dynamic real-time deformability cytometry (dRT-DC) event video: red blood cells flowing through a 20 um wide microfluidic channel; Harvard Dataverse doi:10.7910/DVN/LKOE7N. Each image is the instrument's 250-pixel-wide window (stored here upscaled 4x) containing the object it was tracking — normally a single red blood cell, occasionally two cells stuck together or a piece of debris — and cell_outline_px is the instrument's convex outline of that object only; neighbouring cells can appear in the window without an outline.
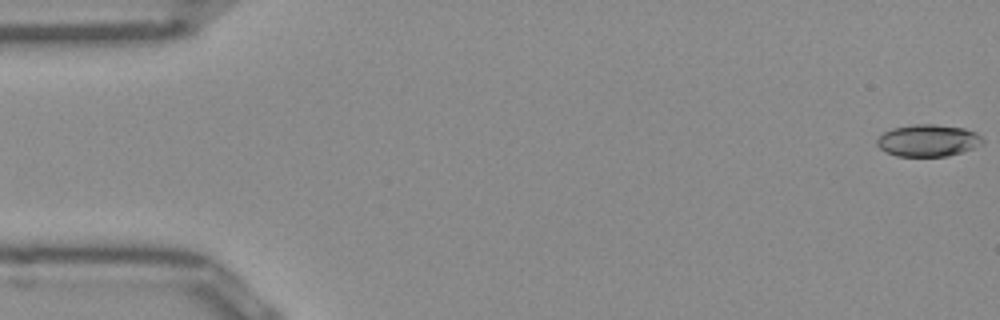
{"species": "Egyptian fruit bat (a non-hibernating species)", "species_latin": "Rousettus aegyptiacus", "temperature_condition": "room temperature", "stored_images_in_passage": 51, "camera_frame_rate_fps": 3000, "um_per_image_px": 0.085, "frame": {"image": 1, "passage_image": 1, "time_ms": 0.0, "image_size_px": [1000, 320], "cell_outline_px": [[984, 144], [948, 156], [896, 156], [884, 152], [876, 144], [876, 140], [884, 132], [892, 128], [912, 124], [932, 124], [964, 128], [976, 132], [984, 140]], "centroid_in_image_um": [78.87, 11.94], "position_along_channel_um": 6.1, "area_um2": 19.77}}
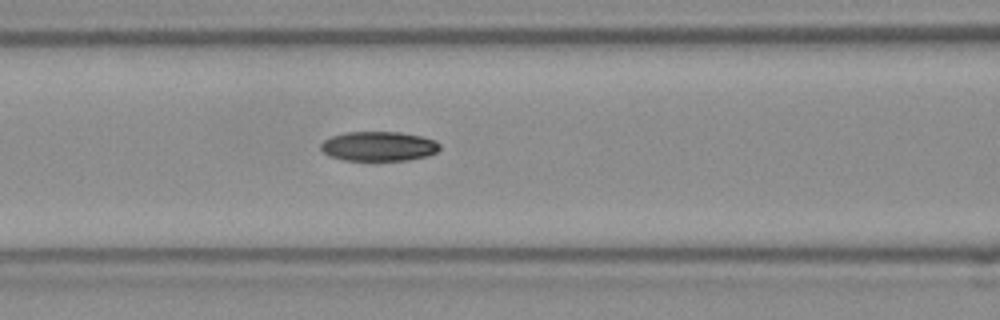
{"frame": {"image": 2, "passage_image": 21, "time_ms": 6.667, "image_size_px": [1000, 320], "cell_outline_px": [[440, 148], [436, 152], [428, 156], [408, 160], [344, 160], [328, 156], [320, 148], [320, 144], [324, 140], [332, 136], [344, 132], [400, 132], [420, 136], [436, 140], [440, 144]], "centroid_in_image_um": [32.19, 12.43], "position_along_channel_um": 134.4, "area_um2": 20.58}}
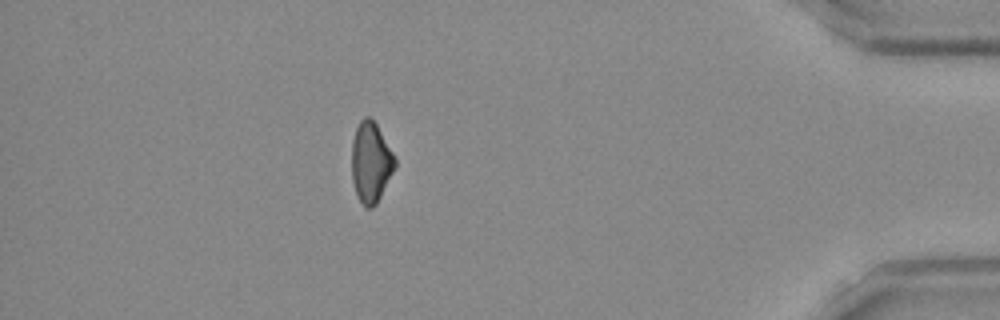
{"frame": {"image": 3, "passage_image": 45, "time_ms": 14.667, "image_size_px": [1000, 320], "cell_outline_px": [[396, 164], [376, 204], [372, 208], [364, 208], [356, 196], [352, 180], [352, 140], [356, 128], [360, 120], [364, 116], [368, 116], [376, 124], [396, 156]], "centroid_in_image_um": [31.5, 13.8], "position_along_channel_um": 403.7, "area_um2": 20.29}, "authors_computed_cell_mechanics": {"area_um2": 20.6346, "velocity_mm_per_s": 3.9938, "shape_relaxation_time_tau1_ms": 5.5724, "shape_relaxation_time_tau2_ms": null, "deformation_change_tau1": 0.1353, "deformation_change_tau2": null}}